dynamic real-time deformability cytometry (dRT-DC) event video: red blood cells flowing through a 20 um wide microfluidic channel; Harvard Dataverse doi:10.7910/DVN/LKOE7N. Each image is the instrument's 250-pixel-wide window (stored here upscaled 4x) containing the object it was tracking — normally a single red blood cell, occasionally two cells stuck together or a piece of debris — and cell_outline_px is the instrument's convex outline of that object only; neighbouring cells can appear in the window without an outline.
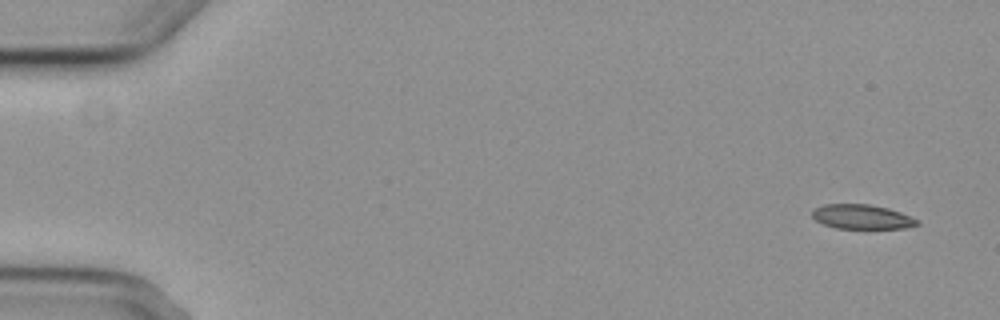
{"species": "common noctule bat (a hibernating species)", "species_latin": "Nyctalus noctula", "temperature_condition": "cold", "stored_images_in_passage": 5, "camera_frame_rate_fps": 3000, "um_per_image_px": 0.085, "animal": {"sex": "female", "body_mass_g": 29.2, "forearm_length_mm": 56.3}, "frame": {"image": 1, "passage_image": 1, "time_ms": 0.0, "image_size_px": [1000, 320], "cell_outline_px": [[920, 224], [904, 228], [836, 228], [824, 224], [816, 220], [812, 216], [812, 212], [816, 208], [824, 204], [868, 204], [888, 208], [900, 212], [920, 220]], "centroid_in_image_um": [73.29, 18.42], "position_along_channel_um": 11.7, "area_um2": 14.85}}